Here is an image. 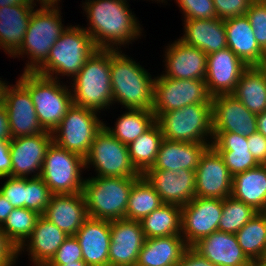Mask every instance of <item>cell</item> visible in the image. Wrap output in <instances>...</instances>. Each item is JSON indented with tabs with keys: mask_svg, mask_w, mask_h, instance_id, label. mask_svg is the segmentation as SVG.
Wrapping results in <instances>:
<instances>
[{
	"mask_svg": "<svg viewBox=\"0 0 266 266\" xmlns=\"http://www.w3.org/2000/svg\"><path fill=\"white\" fill-rule=\"evenodd\" d=\"M126 2L86 0L84 3L90 25L84 29L91 35L98 49L119 50L121 45L131 43L141 34V27Z\"/></svg>",
	"mask_w": 266,
	"mask_h": 266,
	"instance_id": "6da1fadb",
	"label": "cell"
},
{
	"mask_svg": "<svg viewBox=\"0 0 266 266\" xmlns=\"http://www.w3.org/2000/svg\"><path fill=\"white\" fill-rule=\"evenodd\" d=\"M120 52L110 49L113 103L120 102L126 109L152 110L155 78L152 79L144 67Z\"/></svg>",
	"mask_w": 266,
	"mask_h": 266,
	"instance_id": "7a4b0ae2",
	"label": "cell"
},
{
	"mask_svg": "<svg viewBox=\"0 0 266 266\" xmlns=\"http://www.w3.org/2000/svg\"><path fill=\"white\" fill-rule=\"evenodd\" d=\"M73 79V105L96 112L110 107L113 104L110 49H98L94 52Z\"/></svg>",
	"mask_w": 266,
	"mask_h": 266,
	"instance_id": "3957f363",
	"label": "cell"
},
{
	"mask_svg": "<svg viewBox=\"0 0 266 266\" xmlns=\"http://www.w3.org/2000/svg\"><path fill=\"white\" fill-rule=\"evenodd\" d=\"M97 50L91 35L83 27L71 25L62 32L46 61L35 72L56 80L60 74L75 77Z\"/></svg>",
	"mask_w": 266,
	"mask_h": 266,
	"instance_id": "277c9868",
	"label": "cell"
},
{
	"mask_svg": "<svg viewBox=\"0 0 266 266\" xmlns=\"http://www.w3.org/2000/svg\"><path fill=\"white\" fill-rule=\"evenodd\" d=\"M139 177H93L85 179L82 194L89 218L125 219L129 195Z\"/></svg>",
	"mask_w": 266,
	"mask_h": 266,
	"instance_id": "5b68a950",
	"label": "cell"
},
{
	"mask_svg": "<svg viewBox=\"0 0 266 266\" xmlns=\"http://www.w3.org/2000/svg\"><path fill=\"white\" fill-rule=\"evenodd\" d=\"M18 81L29 91L43 129L52 133L73 106L72 92L59 80L36 72H24Z\"/></svg>",
	"mask_w": 266,
	"mask_h": 266,
	"instance_id": "8992f818",
	"label": "cell"
},
{
	"mask_svg": "<svg viewBox=\"0 0 266 266\" xmlns=\"http://www.w3.org/2000/svg\"><path fill=\"white\" fill-rule=\"evenodd\" d=\"M57 4H41L34 9L20 49L12 56L29 55L24 72H35L47 59L49 51L66 29ZM28 53V54H27Z\"/></svg>",
	"mask_w": 266,
	"mask_h": 266,
	"instance_id": "52a82bcc",
	"label": "cell"
},
{
	"mask_svg": "<svg viewBox=\"0 0 266 266\" xmlns=\"http://www.w3.org/2000/svg\"><path fill=\"white\" fill-rule=\"evenodd\" d=\"M156 122L161 128L163 139L166 140L210 143L207 137L213 138L212 104H191L161 113Z\"/></svg>",
	"mask_w": 266,
	"mask_h": 266,
	"instance_id": "ba28073f",
	"label": "cell"
},
{
	"mask_svg": "<svg viewBox=\"0 0 266 266\" xmlns=\"http://www.w3.org/2000/svg\"><path fill=\"white\" fill-rule=\"evenodd\" d=\"M83 168L84 157L52 142L46 151L40 177L52 194L81 193L85 181L81 179Z\"/></svg>",
	"mask_w": 266,
	"mask_h": 266,
	"instance_id": "9c48e42d",
	"label": "cell"
},
{
	"mask_svg": "<svg viewBox=\"0 0 266 266\" xmlns=\"http://www.w3.org/2000/svg\"><path fill=\"white\" fill-rule=\"evenodd\" d=\"M103 126L104 122L99 120L96 111L73 105L52 132L53 142L85 158Z\"/></svg>",
	"mask_w": 266,
	"mask_h": 266,
	"instance_id": "30bf717a",
	"label": "cell"
},
{
	"mask_svg": "<svg viewBox=\"0 0 266 266\" xmlns=\"http://www.w3.org/2000/svg\"><path fill=\"white\" fill-rule=\"evenodd\" d=\"M93 165L98 177H140L131 162L128 147L116 139L104 126L96 134L85 157V168Z\"/></svg>",
	"mask_w": 266,
	"mask_h": 266,
	"instance_id": "8fae6325",
	"label": "cell"
},
{
	"mask_svg": "<svg viewBox=\"0 0 266 266\" xmlns=\"http://www.w3.org/2000/svg\"><path fill=\"white\" fill-rule=\"evenodd\" d=\"M154 81V106L157 118L161 113L181 109L191 104H212L205 80L173 79L161 75Z\"/></svg>",
	"mask_w": 266,
	"mask_h": 266,
	"instance_id": "7c38bea8",
	"label": "cell"
},
{
	"mask_svg": "<svg viewBox=\"0 0 266 266\" xmlns=\"http://www.w3.org/2000/svg\"><path fill=\"white\" fill-rule=\"evenodd\" d=\"M222 210L223 199L219 198L194 197L181 207V236L189 247L218 231Z\"/></svg>",
	"mask_w": 266,
	"mask_h": 266,
	"instance_id": "4fadbf2b",
	"label": "cell"
},
{
	"mask_svg": "<svg viewBox=\"0 0 266 266\" xmlns=\"http://www.w3.org/2000/svg\"><path fill=\"white\" fill-rule=\"evenodd\" d=\"M195 172V197L225 199L231 196L233 176L212 145L202 154Z\"/></svg>",
	"mask_w": 266,
	"mask_h": 266,
	"instance_id": "5bb4252c",
	"label": "cell"
},
{
	"mask_svg": "<svg viewBox=\"0 0 266 266\" xmlns=\"http://www.w3.org/2000/svg\"><path fill=\"white\" fill-rule=\"evenodd\" d=\"M212 130L250 136L257 131V115L249 111L233 94L214 96Z\"/></svg>",
	"mask_w": 266,
	"mask_h": 266,
	"instance_id": "9a60e30c",
	"label": "cell"
},
{
	"mask_svg": "<svg viewBox=\"0 0 266 266\" xmlns=\"http://www.w3.org/2000/svg\"><path fill=\"white\" fill-rule=\"evenodd\" d=\"M3 104L6 106L12 138L46 132L37 118L29 91L18 80L16 85L6 86Z\"/></svg>",
	"mask_w": 266,
	"mask_h": 266,
	"instance_id": "2e32d148",
	"label": "cell"
},
{
	"mask_svg": "<svg viewBox=\"0 0 266 266\" xmlns=\"http://www.w3.org/2000/svg\"><path fill=\"white\" fill-rule=\"evenodd\" d=\"M52 142L53 134L48 131L12 138L10 141L12 176L28 178L32 172L35 174L31 177L40 176L46 151Z\"/></svg>",
	"mask_w": 266,
	"mask_h": 266,
	"instance_id": "e0dca14e",
	"label": "cell"
},
{
	"mask_svg": "<svg viewBox=\"0 0 266 266\" xmlns=\"http://www.w3.org/2000/svg\"><path fill=\"white\" fill-rule=\"evenodd\" d=\"M111 242L109 266H136L141 247L146 241L139 221H110Z\"/></svg>",
	"mask_w": 266,
	"mask_h": 266,
	"instance_id": "ac0fdd59",
	"label": "cell"
},
{
	"mask_svg": "<svg viewBox=\"0 0 266 266\" xmlns=\"http://www.w3.org/2000/svg\"><path fill=\"white\" fill-rule=\"evenodd\" d=\"M247 67L228 47L208 54L205 84L209 95L232 94Z\"/></svg>",
	"mask_w": 266,
	"mask_h": 266,
	"instance_id": "d6986e66",
	"label": "cell"
},
{
	"mask_svg": "<svg viewBox=\"0 0 266 266\" xmlns=\"http://www.w3.org/2000/svg\"><path fill=\"white\" fill-rule=\"evenodd\" d=\"M143 176L154 187L163 203L182 207L195 197V171L147 170Z\"/></svg>",
	"mask_w": 266,
	"mask_h": 266,
	"instance_id": "ffe728a7",
	"label": "cell"
},
{
	"mask_svg": "<svg viewBox=\"0 0 266 266\" xmlns=\"http://www.w3.org/2000/svg\"><path fill=\"white\" fill-rule=\"evenodd\" d=\"M165 74L173 79L205 80L207 55L196 47L184 44L180 39L167 46Z\"/></svg>",
	"mask_w": 266,
	"mask_h": 266,
	"instance_id": "44dd1931",
	"label": "cell"
},
{
	"mask_svg": "<svg viewBox=\"0 0 266 266\" xmlns=\"http://www.w3.org/2000/svg\"><path fill=\"white\" fill-rule=\"evenodd\" d=\"M42 216L69 236H74L89 218L82 192L53 194Z\"/></svg>",
	"mask_w": 266,
	"mask_h": 266,
	"instance_id": "7402d4cb",
	"label": "cell"
},
{
	"mask_svg": "<svg viewBox=\"0 0 266 266\" xmlns=\"http://www.w3.org/2000/svg\"><path fill=\"white\" fill-rule=\"evenodd\" d=\"M88 266H109L110 221L88 218L74 235Z\"/></svg>",
	"mask_w": 266,
	"mask_h": 266,
	"instance_id": "603a6c76",
	"label": "cell"
},
{
	"mask_svg": "<svg viewBox=\"0 0 266 266\" xmlns=\"http://www.w3.org/2000/svg\"><path fill=\"white\" fill-rule=\"evenodd\" d=\"M216 266H250L235 234L215 231L192 246Z\"/></svg>",
	"mask_w": 266,
	"mask_h": 266,
	"instance_id": "cb8c5ba5",
	"label": "cell"
},
{
	"mask_svg": "<svg viewBox=\"0 0 266 266\" xmlns=\"http://www.w3.org/2000/svg\"><path fill=\"white\" fill-rule=\"evenodd\" d=\"M212 143L177 142L163 139L152 168L148 170L195 171L205 150Z\"/></svg>",
	"mask_w": 266,
	"mask_h": 266,
	"instance_id": "d4e9b609",
	"label": "cell"
},
{
	"mask_svg": "<svg viewBox=\"0 0 266 266\" xmlns=\"http://www.w3.org/2000/svg\"><path fill=\"white\" fill-rule=\"evenodd\" d=\"M69 235L59 229L42 215L38 218L31 236L18 249V254L25 246L36 266H46L56 254V251ZM29 241V242H28Z\"/></svg>",
	"mask_w": 266,
	"mask_h": 266,
	"instance_id": "484cf974",
	"label": "cell"
},
{
	"mask_svg": "<svg viewBox=\"0 0 266 266\" xmlns=\"http://www.w3.org/2000/svg\"><path fill=\"white\" fill-rule=\"evenodd\" d=\"M224 26L227 47L247 66H257L265 52L259 47L246 15L225 19Z\"/></svg>",
	"mask_w": 266,
	"mask_h": 266,
	"instance_id": "4316f807",
	"label": "cell"
},
{
	"mask_svg": "<svg viewBox=\"0 0 266 266\" xmlns=\"http://www.w3.org/2000/svg\"><path fill=\"white\" fill-rule=\"evenodd\" d=\"M184 36L180 40L191 47H196L206 55L227 48L224 20L185 19Z\"/></svg>",
	"mask_w": 266,
	"mask_h": 266,
	"instance_id": "83f0119b",
	"label": "cell"
},
{
	"mask_svg": "<svg viewBox=\"0 0 266 266\" xmlns=\"http://www.w3.org/2000/svg\"><path fill=\"white\" fill-rule=\"evenodd\" d=\"M210 142L222 156L232 176L260 165L249 152L247 136L236 132H213Z\"/></svg>",
	"mask_w": 266,
	"mask_h": 266,
	"instance_id": "f1b7e54d",
	"label": "cell"
},
{
	"mask_svg": "<svg viewBox=\"0 0 266 266\" xmlns=\"http://www.w3.org/2000/svg\"><path fill=\"white\" fill-rule=\"evenodd\" d=\"M34 4H19L0 8V47L14 55L21 47Z\"/></svg>",
	"mask_w": 266,
	"mask_h": 266,
	"instance_id": "f546056e",
	"label": "cell"
},
{
	"mask_svg": "<svg viewBox=\"0 0 266 266\" xmlns=\"http://www.w3.org/2000/svg\"><path fill=\"white\" fill-rule=\"evenodd\" d=\"M188 247L181 235L148 238L136 266H176Z\"/></svg>",
	"mask_w": 266,
	"mask_h": 266,
	"instance_id": "4dcf8cb0",
	"label": "cell"
},
{
	"mask_svg": "<svg viewBox=\"0 0 266 266\" xmlns=\"http://www.w3.org/2000/svg\"><path fill=\"white\" fill-rule=\"evenodd\" d=\"M231 196L262 212L266 206V164L233 176Z\"/></svg>",
	"mask_w": 266,
	"mask_h": 266,
	"instance_id": "1f68e13d",
	"label": "cell"
},
{
	"mask_svg": "<svg viewBox=\"0 0 266 266\" xmlns=\"http://www.w3.org/2000/svg\"><path fill=\"white\" fill-rule=\"evenodd\" d=\"M249 111L266 112V78L258 66H248L232 93Z\"/></svg>",
	"mask_w": 266,
	"mask_h": 266,
	"instance_id": "d6a6232c",
	"label": "cell"
},
{
	"mask_svg": "<svg viewBox=\"0 0 266 266\" xmlns=\"http://www.w3.org/2000/svg\"><path fill=\"white\" fill-rule=\"evenodd\" d=\"M139 222L146 239L181 235V206L163 203Z\"/></svg>",
	"mask_w": 266,
	"mask_h": 266,
	"instance_id": "836d02e7",
	"label": "cell"
},
{
	"mask_svg": "<svg viewBox=\"0 0 266 266\" xmlns=\"http://www.w3.org/2000/svg\"><path fill=\"white\" fill-rule=\"evenodd\" d=\"M162 141L161 128L155 122L146 132L127 145L131 162L141 175L154 165Z\"/></svg>",
	"mask_w": 266,
	"mask_h": 266,
	"instance_id": "e575fe53",
	"label": "cell"
},
{
	"mask_svg": "<svg viewBox=\"0 0 266 266\" xmlns=\"http://www.w3.org/2000/svg\"><path fill=\"white\" fill-rule=\"evenodd\" d=\"M117 119L115 128L104 127L121 143L129 145L146 132L155 122V114L147 109H128Z\"/></svg>",
	"mask_w": 266,
	"mask_h": 266,
	"instance_id": "d590c367",
	"label": "cell"
},
{
	"mask_svg": "<svg viewBox=\"0 0 266 266\" xmlns=\"http://www.w3.org/2000/svg\"><path fill=\"white\" fill-rule=\"evenodd\" d=\"M162 204L154 187L141 175L131 188L125 219L140 221Z\"/></svg>",
	"mask_w": 266,
	"mask_h": 266,
	"instance_id": "8d00e7d4",
	"label": "cell"
},
{
	"mask_svg": "<svg viewBox=\"0 0 266 266\" xmlns=\"http://www.w3.org/2000/svg\"><path fill=\"white\" fill-rule=\"evenodd\" d=\"M235 235L250 261L266 257V217L262 212H258Z\"/></svg>",
	"mask_w": 266,
	"mask_h": 266,
	"instance_id": "74e56055",
	"label": "cell"
},
{
	"mask_svg": "<svg viewBox=\"0 0 266 266\" xmlns=\"http://www.w3.org/2000/svg\"><path fill=\"white\" fill-rule=\"evenodd\" d=\"M41 215L31 209L14 208L1 226L8 239L19 249L31 236Z\"/></svg>",
	"mask_w": 266,
	"mask_h": 266,
	"instance_id": "f35d334b",
	"label": "cell"
},
{
	"mask_svg": "<svg viewBox=\"0 0 266 266\" xmlns=\"http://www.w3.org/2000/svg\"><path fill=\"white\" fill-rule=\"evenodd\" d=\"M257 213L258 211L250 205L232 196L226 197L223 199V210L219 220L218 231L235 234Z\"/></svg>",
	"mask_w": 266,
	"mask_h": 266,
	"instance_id": "ab89813d",
	"label": "cell"
},
{
	"mask_svg": "<svg viewBox=\"0 0 266 266\" xmlns=\"http://www.w3.org/2000/svg\"><path fill=\"white\" fill-rule=\"evenodd\" d=\"M52 192L38 177H25V208L34 210L42 215L50 203Z\"/></svg>",
	"mask_w": 266,
	"mask_h": 266,
	"instance_id": "60d3db41",
	"label": "cell"
},
{
	"mask_svg": "<svg viewBox=\"0 0 266 266\" xmlns=\"http://www.w3.org/2000/svg\"><path fill=\"white\" fill-rule=\"evenodd\" d=\"M259 47L266 52V2L253 1L246 12Z\"/></svg>",
	"mask_w": 266,
	"mask_h": 266,
	"instance_id": "b9f144b4",
	"label": "cell"
},
{
	"mask_svg": "<svg viewBox=\"0 0 266 266\" xmlns=\"http://www.w3.org/2000/svg\"><path fill=\"white\" fill-rule=\"evenodd\" d=\"M185 19H215L217 13L213 0H176Z\"/></svg>",
	"mask_w": 266,
	"mask_h": 266,
	"instance_id": "7bdbcfd3",
	"label": "cell"
},
{
	"mask_svg": "<svg viewBox=\"0 0 266 266\" xmlns=\"http://www.w3.org/2000/svg\"><path fill=\"white\" fill-rule=\"evenodd\" d=\"M81 260H83L82 249L77 238L75 236H68L47 265H65Z\"/></svg>",
	"mask_w": 266,
	"mask_h": 266,
	"instance_id": "ee69618b",
	"label": "cell"
},
{
	"mask_svg": "<svg viewBox=\"0 0 266 266\" xmlns=\"http://www.w3.org/2000/svg\"><path fill=\"white\" fill-rule=\"evenodd\" d=\"M7 181L0 188V193L7 198L14 208L25 207V177L7 176Z\"/></svg>",
	"mask_w": 266,
	"mask_h": 266,
	"instance_id": "f6af8a7d",
	"label": "cell"
},
{
	"mask_svg": "<svg viewBox=\"0 0 266 266\" xmlns=\"http://www.w3.org/2000/svg\"><path fill=\"white\" fill-rule=\"evenodd\" d=\"M254 0H213L217 18L225 20L246 15Z\"/></svg>",
	"mask_w": 266,
	"mask_h": 266,
	"instance_id": "bcb514c9",
	"label": "cell"
},
{
	"mask_svg": "<svg viewBox=\"0 0 266 266\" xmlns=\"http://www.w3.org/2000/svg\"><path fill=\"white\" fill-rule=\"evenodd\" d=\"M18 255V248L8 239L0 226V266H13Z\"/></svg>",
	"mask_w": 266,
	"mask_h": 266,
	"instance_id": "7dc6e473",
	"label": "cell"
},
{
	"mask_svg": "<svg viewBox=\"0 0 266 266\" xmlns=\"http://www.w3.org/2000/svg\"><path fill=\"white\" fill-rule=\"evenodd\" d=\"M248 149L259 164H266V137L256 131L247 136Z\"/></svg>",
	"mask_w": 266,
	"mask_h": 266,
	"instance_id": "c3c4849f",
	"label": "cell"
},
{
	"mask_svg": "<svg viewBox=\"0 0 266 266\" xmlns=\"http://www.w3.org/2000/svg\"><path fill=\"white\" fill-rule=\"evenodd\" d=\"M176 266H216L193 247H188Z\"/></svg>",
	"mask_w": 266,
	"mask_h": 266,
	"instance_id": "681fc988",
	"label": "cell"
},
{
	"mask_svg": "<svg viewBox=\"0 0 266 266\" xmlns=\"http://www.w3.org/2000/svg\"><path fill=\"white\" fill-rule=\"evenodd\" d=\"M12 176L10 141L0 140V178Z\"/></svg>",
	"mask_w": 266,
	"mask_h": 266,
	"instance_id": "f907efd6",
	"label": "cell"
},
{
	"mask_svg": "<svg viewBox=\"0 0 266 266\" xmlns=\"http://www.w3.org/2000/svg\"><path fill=\"white\" fill-rule=\"evenodd\" d=\"M0 140H12L8 114L4 104L0 105Z\"/></svg>",
	"mask_w": 266,
	"mask_h": 266,
	"instance_id": "816d5d0a",
	"label": "cell"
},
{
	"mask_svg": "<svg viewBox=\"0 0 266 266\" xmlns=\"http://www.w3.org/2000/svg\"><path fill=\"white\" fill-rule=\"evenodd\" d=\"M13 209L7 198L0 193V226L4 224Z\"/></svg>",
	"mask_w": 266,
	"mask_h": 266,
	"instance_id": "f5cc1de1",
	"label": "cell"
},
{
	"mask_svg": "<svg viewBox=\"0 0 266 266\" xmlns=\"http://www.w3.org/2000/svg\"><path fill=\"white\" fill-rule=\"evenodd\" d=\"M257 131L266 137V112L257 115Z\"/></svg>",
	"mask_w": 266,
	"mask_h": 266,
	"instance_id": "db71d44e",
	"label": "cell"
},
{
	"mask_svg": "<svg viewBox=\"0 0 266 266\" xmlns=\"http://www.w3.org/2000/svg\"><path fill=\"white\" fill-rule=\"evenodd\" d=\"M19 4H35L34 0H0V8Z\"/></svg>",
	"mask_w": 266,
	"mask_h": 266,
	"instance_id": "11a10c76",
	"label": "cell"
},
{
	"mask_svg": "<svg viewBox=\"0 0 266 266\" xmlns=\"http://www.w3.org/2000/svg\"><path fill=\"white\" fill-rule=\"evenodd\" d=\"M257 66L263 72V74L266 78V52H265V55L262 57L260 63Z\"/></svg>",
	"mask_w": 266,
	"mask_h": 266,
	"instance_id": "9f6ffc18",
	"label": "cell"
},
{
	"mask_svg": "<svg viewBox=\"0 0 266 266\" xmlns=\"http://www.w3.org/2000/svg\"><path fill=\"white\" fill-rule=\"evenodd\" d=\"M6 84V85H5ZM8 84L5 81L0 80V105L3 104L4 101V91Z\"/></svg>",
	"mask_w": 266,
	"mask_h": 266,
	"instance_id": "6f0895ef",
	"label": "cell"
},
{
	"mask_svg": "<svg viewBox=\"0 0 266 266\" xmlns=\"http://www.w3.org/2000/svg\"><path fill=\"white\" fill-rule=\"evenodd\" d=\"M250 266H266V257L251 261Z\"/></svg>",
	"mask_w": 266,
	"mask_h": 266,
	"instance_id": "680465c9",
	"label": "cell"
},
{
	"mask_svg": "<svg viewBox=\"0 0 266 266\" xmlns=\"http://www.w3.org/2000/svg\"><path fill=\"white\" fill-rule=\"evenodd\" d=\"M46 266H88L83 260L81 261H74L72 263H68L65 265H46Z\"/></svg>",
	"mask_w": 266,
	"mask_h": 266,
	"instance_id": "91938a15",
	"label": "cell"
},
{
	"mask_svg": "<svg viewBox=\"0 0 266 266\" xmlns=\"http://www.w3.org/2000/svg\"><path fill=\"white\" fill-rule=\"evenodd\" d=\"M40 2V4H57L58 5V1L60 0H37ZM36 2V0H35Z\"/></svg>",
	"mask_w": 266,
	"mask_h": 266,
	"instance_id": "94428289",
	"label": "cell"
},
{
	"mask_svg": "<svg viewBox=\"0 0 266 266\" xmlns=\"http://www.w3.org/2000/svg\"><path fill=\"white\" fill-rule=\"evenodd\" d=\"M262 213L265 215V217H266V206H265V208H264V210L262 211Z\"/></svg>",
	"mask_w": 266,
	"mask_h": 266,
	"instance_id": "6125c7cd",
	"label": "cell"
}]
</instances>
